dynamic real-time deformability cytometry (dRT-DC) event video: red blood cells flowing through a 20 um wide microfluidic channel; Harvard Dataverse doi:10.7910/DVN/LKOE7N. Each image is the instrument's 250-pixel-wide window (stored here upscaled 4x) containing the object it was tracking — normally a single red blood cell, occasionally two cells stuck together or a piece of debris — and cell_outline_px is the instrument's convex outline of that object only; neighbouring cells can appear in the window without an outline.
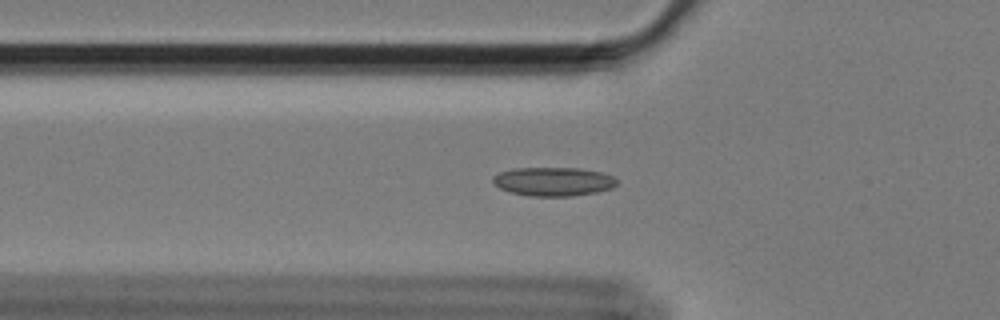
{"species": "Egyptian fruit bat (a non-hibernating species)", "species_latin": "Rousettus aegyptiacus", "temperature_condition": "cold", "stored_images_in_passage": 56, "camera_frame_rate_fps": 3000, "um_per_image_px": 0.085, "animal": {"sex": "female"}, "frame": {"image": 1, "passage_image": 17, "time_ms": 5.333, "image_size_px": [1000, 320], "cell_outline_px": [[616, 184], [612, 188], [596, 192], [572, 196], [528, 196], [508, 192], [500, 188], [492, 180], [492, 176], [500, 172], [512, 168], [580, 168], [600, 172], [612, 176], [616, 180]], "centroid_in_image_um": [47.0, 15.43], "position_along_channel_um": 78.8, "area_um2": 20.81}}
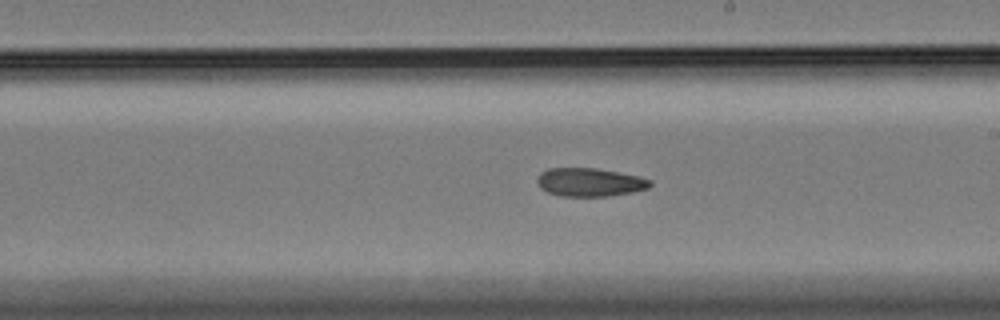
{"frame": {"image": 2, "passage_image": 31, "time_ms": 10.0, "image_size_px": [1000, 320], "cell_outline_px": [[652, 184], [648, 188], [632, 192], [608, 196], [560, 196], [548, 192], [540, 188], [536, 180], [540, 172], [548, 168], [596, 168], [640, 176], [652, 180]], "centroid_in_image_um": [50.12, 15.48], "position_along_channel_um": 238.9, "area_um2": 18.79}}
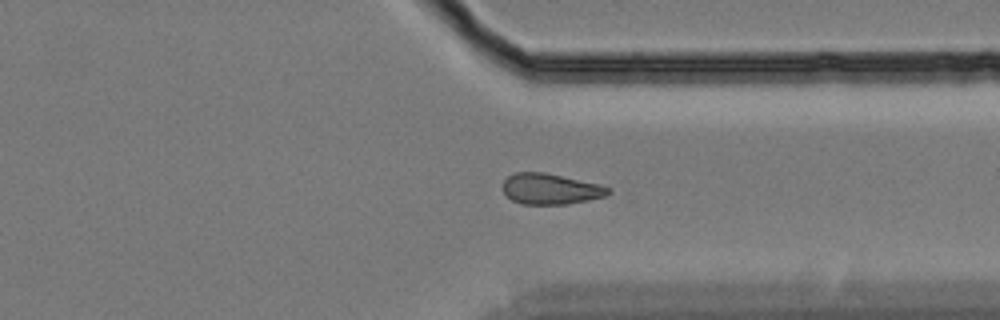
{"frame": {"image": 3, "passage_image": 42, "time_ms": 13.667, "image_size_px": [1000, 320], "cell_outline_px": [[612, 192], [608, 196], [568, 204], [524, 204], [512, 200], [504, 192], [504, 180], [508, 176], [516, 172], [544, 172], [600, 184], [612, 188]], "centroid_in_image_um": [46.86, 16.06], "position_along_channel_um": 364.5, "area_um2": 18.96}}